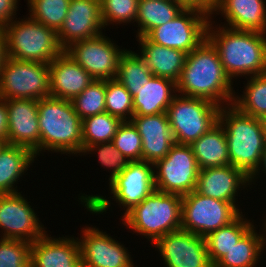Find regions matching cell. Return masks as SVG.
I'll list each match as a JSON object with an SVG mask.
<instances>
[{"label": "cell", "mask_w": 266, "mask_h": 267, "mask_svg": "<svg viewBox=\"0 0 266 267\" xmlns=\"http://www.w3.org/2000/svg\"><path fill=\"white\" fill-rule=\"evenodd\" d=\"M231 81L217 50L205 39L187 54L180 78L176 82V92H180L182 96L204 98L219 106L221 100L230 101L232 105L235 97Z\"/></svg>", "instance_id": "1"}, {"label": "cell", "mask_w": 266, "mask_h": 267, "mask_svg": "<svg viewBox=\"0 0 266 267\" xmlns=\"http://www.w3.org/2000/svg\"><path fill=\"white\" fill-rule=\"evenodd\" d=\"M211 25L208 23L206 39L217 50L230 79L239 75L255 76L266 73L265 33L230 27L219 28L215 33L211 30Z\"/></svg>", "instance_id": "2"}, {"label": "cell", "mask_w": 266, "mask_h": 267, "mask_svg": "<svg viewBox=\"0 0 266 267\" xmlns=\"http://www.w3.org/2000/svg\"><path fill=\"white\" fill-rule=\"evenodd\" d=\"M220 108L218 122L224 125L230 165L241 169L250 181L261 167L264 146V126L261 119L241 113L235 106ZM225 109V110H224ZM260 165V167H259Z\"/></svg>", "instance_id": "3"}, {"label": "cell", "mask_w": 266, "mask_h": 267, "mask_svg": "<svg viewBox=\"0 0 266 267\" xmlns=\"http://www.w3.org/2000/svg\"><path fill=\"white\" fill-rule=\"evenodd\" d=\"M40 151L82 152V119L71 101L46 97L37 101Z\"/></svg>", "instance_id": "4"}, {"label": "cell", "mask_w": 266, "mask_h": 267, "mask_svg": "<svg viewBox=\"0 0 266 267\" xmlns=\"http://www.w3.org/2000/svg\"><path fill=\"white\" fill-rule=\"evenodd\" d=\"M182 196L154 190L124 217V225L148 236L154 243L158 238L181 229Z\"/></svg>", "instance_id": "5"}, {"label": "cell", "mask_w": 266, "mask_h": 267, "mask_svg": "<svg viewBox=\"0 0 266 267\" xmlns=\"http://www.w3.org/2000/svg\"><path fill=\"white\" fill-rule=\"evenodd\" d=\"M3 30L7 57L49 64L64 51L57 33L31 18L12 21Z\"/></svg>", "instance_id": "6"}, {"label": "cell", "mask_w": 266, "mask_h": 267, "mask_svg": "<svg viewBox=\"0 0 266 267\" xmlns=\"http://www.w3.org/2000/svg\"><path fill=\"white\" fill-rule=\"evenodd\" d=\"M221 106L199 97L174 96L167 117L177 144L190 145L218 123Z\"/></svg>", "instance_id": "7"}, {"label": "cell", "mask_w": 266, "mask_h": 267, "mask_svg": "<svg viewBox=\"0 0 266 267\" xmlns=\"http://www.w3.org/2000/svg\"><path fill=\"white\" fill-rule=\"evenodd\" d=\"M50 97L49 64L7 57L0 73V98L40 100Z\"/></svg>", "instance_id": "8"}, {"label": "cell", "mask_w": 266, "mask_h": 267, "mask_svg": "<svg viewBox=\"0 0 266 267\" xmlns=\"http://www.w3.org/2000/svg\"><path fill=\"white\" fill-rule=\"evenodd\" d=\"M210 11L187 6L177 17L152 29L145 37L154 44L189 54L205 39Z\"/></svg>", "instance_id": "9"}, {"label": "cell", "mask_w": 266, "mask_h": 267, "mask_svg": "<svg viewBox=\"0 0 266 267\" xmlns=\"http://www.w3.org/2000/svg\"><path fill=\"white\" fill-rule=\"evenodd\" d=\"M239 214L232 203L200 195L194 190L182 196L181 229L206 237Z\"/></svg>", "instance_id": "10"}, {"label": "cell", "mask_w": 266, "mask_h": 267, "mask_svg": "<svg viewBox=\"0 0 266 267\" xmlns=\"http://www.w3.org/2000/svg\"><path fill=\"white\" fill-rule=\"evenodd\" d=\"M155 167V190L184 196L196 189L200 168L191 145L175 143Z\"/></svg>", "instance_id": "11"}, {"label": "cell", "mask_w": 266, "mask_h": 267, "mask_svg": "<svg viewBox=\"0 0 266 267\" xmlns=\"http://www.w3.org/2000/svg\"><path fill=\"white\" fill-rule=\"evenodd\" d=\"M118 49L102 34L78 41L64 51L96 80L116 79L124 50Z\"/></svg>", "instance_id": "12"}, {"label": "cell", "mask_w": 266, "mask_h": 267, "mask_svg": "<svg viewBox=\"0 0 266 267\" xmlns=\"http://www.w3.org/2000/svg\"><path fill=\"white\" fill-rule=\"evenodd\" d=\"M154 245L167 267H213L205 237L197 234L179 229L158 238Z\"/></svg>", "instance_id": "13"}, {"label": "cell", "mask_w": 266, "mask_h": 267, "mask_svg": "<svg viewBox=\"0 0 266 267\" xmlns=\"http://www.w3.org/2000/svg\"><path fill=\"white\" fill-rule=\"evenodd\" d=\"M38 220L34 210L20 193L0 194V227L4 229L3 239L34 242L46 233Z\"/></svg>", "instance_id": "14"}, {"label": "cell", "mask_w": 266, "mask_h": 267, "mask_svg": "<svg viewBox=\"0 0 266 267\" xmlns=\"http://www.w3.org/2000/svg\"><path fill=\"white\" fill-rule=\"evenodd\" d=\"M103 27L100 0H70L65 21L57 32L58 42L65 50L75 42L97 37Z\"/></svg>", "instance_id": "15"}, {"label": "cell", "mask_w": 266, "mask_h": 267, "mask_svg": "<svg viewBox=\"0 0 266 267\" xmlns=\"http://www.w3.org/2000/svg\"><path fill=\"white\" fill-rule=\"evenodd\" d=\"M153 166V163L143 160L130 161L128 166L110 181L113 197L123 207H127L124 215L155 190Z\"/></svg>", "instance_id": "16"}, {"label": "cell", "mask_w": 266, "mask_h": 267, "mask_svg": "<svg viewBox=\"0 0 266 267\" xmlns=\"http://www.w3.org/2000/svg\"><path fill=\"white\" fill-rule=\"evenodd\" d=\"M8 110L7 144L24 146L40 152L38 100L5 99Z\"/></svg>", "instance_id": "17"}, {"label": "cell", "mask_w": 266, "mask_h": 267, "mask_svg": "<svg viewBox=\"0 0 266 267\" xmlns=\"http://www.w3.org/2000/svg\"><path fill=\"white\" fill-rule=\"evenodd\" d=\"M79 242L82 267H134L118 241L95 228H85Z\"/></svg>", "instance_id": "18"}, {"label": "cell", "mask_w": 266, "mask_h": 267, "mask_svg": "<svg viewBox=\"0 0 266 267\" xmlns=\"http://www.w3.org/2000/svg\"><path fill=\"white\" fill-rule=\"evenodd\" d=\"M131 122L141 136L143 161L155 164L175 144L166 112L157 115H133Z\"/></svg>", "instance_id": "19"}, {"label": "cell", "mask_w": 266, "mask_h": 267, "mask_svg": "<svg viewBox=\"0 0 266 267\" xmlns=\"http://www.w3.org/2000/svg\"><path fill=\"white\" fill-rule=\"evenodd\" d=\"M50 97L72 101L94 78L65 51L49 63Z\"/></svg>", "instance_id": "20"}, {"label": "cell", "mask_w": 266, "mask_h": 267, "mask_svg": "<svg viewBox=\"0 0 266 267\" xmlns=\"http://www.w3.org/2000/svg\"><path fill=\"white\" fill-rule=\"evenodd\" d=\"M50 238L45 233L31 243L30 267H82L77 240Z\"/></svg>", "instance_id": "21"}, {"label": "cell", "mask_w": 266, "mask_h": 267, "mask_svg": "<svg viewBox=\"0 0 266 267\" xmlns=\"http://www.w3.org/2000/svg\"><path fill=\"white\" fill-rule=\"evenodd\" d=\"M250 177L232 165L209 167L199 171L195 191L200 195L230 202L234 206L240 185L249 184Z\"/></svg>", "instance_id": "22"}, {"label": "cell", "mask_w": 266, "mask_h": 267, "mask_svg": "<svg viewBox=\"0 0 266 267\" xmlns=\"http://www.w3.org/2000/svg\"><path fill=\"white\" fill-rule=\"evenodd\" d=\"M222 11L230 28L266 34V6L263 0H215L210 14Z\"/></svg>", "instance_id": "23"}, {"label": "cell", "mask_w": 266, "mask_h": 267, "mask_svg": "<svg viewBox=\"0 0 266 267\" xmlns=\"http://www.w3.org/2000/svg\"><path fill=\"white\" fill-rule=\"evenodd\" d=\"M141 57L154 76L179 80L187 53L173 48L160 46L149 41L145 36L139 37Z\"/></svg>", "instance_id": "24"}, {"label": "cell", "mask_w": 266, "mask_h": 267, "mask_svg": "<svg viewBox=\"0 0 266 267\" xmlns=\"http://www.w3.org/2000/svg\"><path fill=\"white\" fill-rule=\"evenodd\" d=\"M176 83L168 78L152 76L132 97L133 115H157L167 111L175 95Z\"/></svg>", "instance_id": "25"}, {"label": "cell", "mask_w": 266, "mask_h": 267, "mask_svg": "<svg viewBox=\"0 0 266 267\" xmlns=\"http://www.w3.org/2000/svg\"><path fill=\"white\" fill-rule=\"evenodd\" d=\"M190 145L200 170L230 164L226 134L219 122Z\"/></svg>", "instance_id": "26"}, {"label": "cell", "mask_w": 266, "mask_h": 267, "mask_svg": "<svg viewBox=\"0 0 266 267\" xmlns=\"http://www.w3.org/2000/svg\"><path fill=\"white\" fill-rule=\"evenodd\" d=\"M34 152L24 146L5 144L0 150V194L17 193L14 183L34 161Z\"/></svg>", "instance_id": "27"}, {"label": "cell", "mask_w": 266, "mask_h": 267, "mask_svg": "<svg viewBox=\"0 0 266 267\" xmlns=\"http://www.w3.org/2000/svg\"><path fill=\"white\" fill-rule=\"evenodd\" d=\"M187 5L181 0H138V37L177 17Z\"/></svg>", "instance_id": "28"}, {"label": "cell", "mask_w": 266, "mask_h": 267, "mask_svg": "<svg viewBox=\"0 0 266 267\" xmlns=\"http://www.w3.org/2000/svg\"><path fill=\"white\" fill-rule=\"evenodd\" d=\"M239 214L232 222L205 237L209 260L214 266L253 226ZM244 219V221H243Z\"/></svg>", "instance_id": "29"}, {"label": "cell", "mask_w": 266, "mask_h": 267, "mask_svg": "<svg viewBox=\"0 0 266 267\" xmlns=\"http://www.w3.org/2000/svg\"><path fill=\"white\" fill-rule=\"evenodd\" d=\"M253 227L213 267L255 266L266 238L262 235L258 236Z\"/></svg>", "instance_id": "30"}, {"label": "cell", "mask_w": 266, "mask_h": 267, "mask_svg": "<svg viewBox=\"0 0 266 267\" xmlns=\"http://www.w3.org/2000/svg\"><path fill=\"white\" fill-rule=\"evenodd\" d=\"M153 76L142 57L132 51H124L119 60L116 79L131 93L132 97Z\"/></svg>", "instance_id": "31"}, {"label": "cell", "mask_w": 266, "mask_h": 267, "mask_svg": "<svg viewBox=\"0 0 266 267\" xmlns=\"http://www.w3.org/2000/svg\"><path fill=\"white\" fill-rule=\"evenodd\" d=\"M122 120L107 112L82 120V152L90 145L113 140Z\"/></svg>", "instance_id": "32"}, {"label": "cell", "mask_w": 266, "mask_h": 267, "mask_svg": "<svg viewBox=\"0 0 266 267\" xmlns=\"http://www.w3.org/2000/svg\"><path fill=\"white\" fill-rule=\"evenodd\" d=\"M244 95L233 99L235 106L241 113L261 118L266 114V73L252 76L248 81Z\"/></svg>", "instance_id": "33"}, {"label": "cell", "mask_w": 266, "mask_h": 267, "mask_svg": "<svg viewBox=\"0 0 266 267\" xmlns=\"http://www.w3.org/2000/svg\"><path fill=\"white\" fill-rule=\"evenodd\" d=\"M28 4L30 18L57 33L67 16L70 0H28Z\"/></svg>", "instance_id": "34"}, {"label": "cell", "mask_w": 266, "mask_h": 267, "mask_svg": "<svg viewBox=\"0 0 266 267\" xmlns=\"http://www.w3.org/2000/svg\"><path fill=\"white\" fill-rule=\"evenodd\" d=\"M106 80L94 79L71 102L76 113L83 120L87 117L106 112Z\"/></svg>", "instance_id": "35"}, {"label": "cell", "mask_w": 266, "mask_h": 267, "mask_svg": "<svg viewBox=\"0 0 266 267\" xmlns=\"http://www.w3.org/2000/svg\"><path fill=\"white\" fill-rule=\"evenodd\" d=\"M106 112L122 121H131L134 108L131 93L117 80H106ZM130 115L127 120L126 115Z\"/></svg>", "instance_id": "36"}, {"label": "cell", "mask_w": 266, "mask_h": 267, "mask_svg": "<svg viewBox=\"0 0 266 267\" xmlns=\"http://www.w3.org/2000/svg\"><path fill=\"white\" fill-rule=\"evenodd\" d=\"M115 147L129 161L142 160V140L131 121H123L112 140Z\"/></svg>", "instance_id": "37"}, {"label": "cell", "mask_w": 266, "mask_h": 267, "mask_svg": "<svg viewBox=\"0 0 266 267\" xmlns=\"http://www.w3.org/2000/svg\"><path fill=\"white\" fill-rule=\"evenodd\" d=\"M31 242L0 239V267H30Z\"/></svg>", "instance_id": "38"}, {"label": "cell", "mask_w": 266, "mask_h": 267, "mask_svg": "<svg viewBox=\"0 0 266 267\" xmlns=\"http://www.w3.org/2000/svg\"><path fill=\"white\" fill-rule=\"evenodd\" d=\"M103 26L112 22L136 21L138 0H100Z\"/></svg>", "instance_id": "39"}, {"label": "cell", "mask_w": 266, "mask_h": 267, "mask_svg": "<svg viewBox=\"0 0 266 267\" xmlns=\"http://www.w3.org/2000/svg\"><path fill=\"white\" fill-rule=\"evenodd\" d=\"M98 148V156L101 164L105 167L111 168V181L116 175L120 174L130 162L127 158L115 147L112 141L94 144L88 146L83 152L94 151Z\"/></svg>", "instance_id": "40"}, {"label": "cell", "mask_w": 266, "mask_h": 267, "mask_svg": "<svg viewBox=\"0 0 266 267\" xmlns=\"http://www.w3.org/2000/svg\"><path fill=\"white\" fill-rule=\"evenodd\" d=\"M17 0H0V28H4L13 20L14 11L17 9Z\"/></svg>", "instance_id": "41"}, {"label": "cell", "mask_w": 266, "mask_h": 267, "mask_svg": "<svg viewBox=\"0 0 266 267\" xmlns=\"http://www.w3.org/2000/svg\"><path fill=\"white\" fill-rule=\"evenodd\" d=\"M8 136V110L5 99L0 98V141L7 144Z\"/></svg>", "instance_id": "42"}, {"label": "cell", "mask_w": 266, "mask_h": 267, "mask_svg": "<svg viewBox=\"0 0 266 267\" xmlns=\"http://www.w3.org/2000/svg\"><path fill=\"white\" fill-rule=\"evenodd\" d=\"M6 59H7V52H6L5 34L4 30L0 28V73Z\"/></svg>", "instance_id": "43"}, {"label": "cell", "mask_w": 266, "mask_h": 267, "mask_svg": "<svg viewBox=\"0 0 266 267\" xmlns=\"http://www.w3.org/2000/svg\"><path fill=\"white\" fill-rule=\"evenodd\" d=\"M187 6H198L210 11L213 7V3L210 0H181Z\"/></svg>", "instance_id": "44"}, {"label": "cell", "mask_w": 266, "mask_h": 267, "mask_svg": "<svg viewBox=\"0 0 266 267\" xmlns=\"http://www.w3.org/2000/svg\"><path fill=\"white\" fill-rule=\"evenodd\" d=\"M261 163L263 164L265 170H266V149L264 150V153L262 155ZM266 172V171H265Z\"/></svg>", "instance_id": "45"}, {"label": "cell", "mask_w": 266, "mask_h": 267, "mask_svg": "<svg viewBox=\"0 0 266 267\" xmlns=\"http://www.w3.org/2000/svg\"><path fill=\"white\" fill-rule=\"evenodd\" d=\"M262 125L266 127V114H264L261 118Z\"/></svg>", "instance_id": "46"}, {"label": "cell", "mask_w": 266, "mask_h": 267, "mask_svg": "<svg viewBox=\"0 0 266 267\" xmlns=\"http://www.w3.org/2000/svg\"><path fill=\"white\" fill-rule=\"evenodd\" d=\"M264 146L266 149V127H264Z\"/></svg>", "instance_id": "47"}, {"label": "cell", "mask_w": 266, "mask_h": 267, "mask_svg": "<svg viewBox=\"0 0 266 267\" xmlns=\"http://www.w3.org/2000/svg\"><path fill=\"white\" fill-rule=\"evenodd\" d=\"M6 143L4 141H0V150L2 149V147L5 145Z\"/></svg>", "instance_id": "48"}]
</instances>
